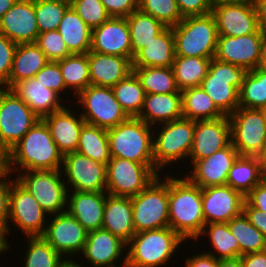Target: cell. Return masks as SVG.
<instances>
[{
    "mask_svg": "<svg viewBox=\"0 0 266 267\" xmlns=\"http://www.w3.org/2000/svg\"><path fill=\"white\" fill-rule=\"evenodd\" d=\"M168 174L169 227L184 241L196 240L205 225L202 211V188L184 174Z\"/></svg>",
    "mask_w": 266,
    "mask_h": 267,
    "instance_id": "obj_1",
    "label": "cell"
},
{
    "mask_svg": "<svg viewBox=\"0 0 266 267\" xmlns=\"http://www.w3.org/2000/svg\"><path fill=\"white\" fill-rule=\"evenodd\" d=\"M8 172L15 176L27 170H61L63 154L43 119L38 120L7 153Z\"/></svg>",
    "mask_w": 266,
    "mask_h": 267,
    "instance_id": "obj_2",
    "label": "cell"
},
{
    "mask_svg": "<svg viewBox=\"0 0 266 267\" xmlns=\"http://www.w3.org/2000/svg\"><path fill=\"white\" fill-rule=\"evenodd\" d=\"M111 157L136 163L155 165L153 159V127L137 117L107 130Z\"/></svg>",
    "mask_w": 266,
    "mask_h": 267,
    "instance_id": "obj_3",
    "label": "cell"
},
{
    "mask_svg": "<svg viewBox=\"0 0 266 267\" xmlns=\"http://www.w3.org/2000/svg\"><path fill=\"white\" fill-rule=\"evenodd\" d=\"M171 28L175 56L214 58L219 35L212 13L185 17Z\"/></svg>",
    "mask_w": 266,
    "mask_h": 267,
    "instance_id": "obj_4",
    "label": "cell"
},
{
    "mask_svg": "<svg viewBox=\"0 0 266 267\" xmlns=\"http://www.w3.org/2000/svg\"><path fill=\"white\" fill-rule=\"evenodd\" d=\"M157 126H161L159 130ZM194 129L195 121L185 118L153 127V159L160 172L164 168L168 169L166 166L178 164L177 161H182L181 159H188L193 145Z\"/></svg>",
    "mask_w": 266,
    "mask_h": 267,
    "instance_id": "obj_5",
    "label": "cell"
},
{
    "mask_svg": "<svg viewBox=\"0 0 266 267\" xmlns=\"http://www.w3.org/2000/svg\"><path fill=\"white\" fill-rule=\"evenodd\" d=\"M247 70L212 58L201 87L212 98L216 107L229 116L239 107V89Z\"/></svg>",
    "mask_w": 266,
    "mask_h": 267,
    "instance_id": "obj_6",
    "label": "cell"
},
{
    "mask_svg": "<svg viewBox=\"0 0 266 267\" xmlns=\"http://www.w3.org/2000/svg\"><path fill=\"white\" fill-rule=\"evenodd\" d=\"M164 176L159 175L139 194L131 197L136 233L169 227L168 174Z\"/></svg>",
    "mask_w": 266,
    "mask_h": 267,
    "instance_id": "obj_7",
    "label": "cell"
},
{
    "mask_svg": "<svg viewBox=\"0 0 266 267\" xmlns=\"http://www.w3.org/2000/svg\"><path fill=\"white\" fill-rule=\"evenodd\" d=\"M15 180L49 215L66 211L68 191L61 170H27L18 172Z\"/></svg>",
    "mask_w": 266,
    "mask_h": 267,
    "instance_id": "obj_8",
    "label": "cell"
},
{
    "mask_svg": "<svg viewBox=\"0 0 266 267\" xmlns=\"http://www.w3.org/2000/svg\"><path fill=\"white\" fill-rule=\"evenodd\" d=\"M160 174L155 165L111 157L106 164V193L113 196H136Z\"/></svg>",
    "mask_w": 266,
    "mask_h": 267,
    "instance_id": "obj_9",
    "label": "cell"
},
{
    "mask_svg": "<svg viewBox=\"0 0 266 267\" xmlns=\"http://www.w3.org/2000/svg\"><path fill=\"white\" fill-rule=\"evenodd\" d=\"M76 97L78 100H74V106L75 103L82 106L80 115L87 124L109 130L130 118L110 87L89 85Z\"/></svg>",
    "mask_w": 266,
    "mask_h": 267,
    "instance_id": "obj_10",
    "label": "cell"
},
{
    "mask_svg": "<svg viewBox=\"0 0 266 267\" xmlns=\"http://www.w3.org/2000/svg\"><path fill=\"white\" fill-rule=\"evenodd\" d=\"M38 120L11 89H0V149L8 153Z\"/></svg>",
    "mask_w": 266,
    "mask_h": 267,
    "instance_id": "obj_11",
    "label": "cell"
},
{
    "mask_svg": "<svg viewBox=\"0 0 266 267\" xmlns=\"http://www.w3.org/2000/svg\"><path fill=\"white\" fill-rule=\"evenodd\" d=\"M231 143L239 156L262 155L266 144V122L263 111L238 107L229 115Z\"/></svg>",
    "mask_w": 266,
    "mask_h": 267,
    "instance_id": "obj_12",
    "label": "cell"
},
{
    "mask_svg": "<svg viewBox=\"0 0 266 267\" xmlns=\"http://www.w3.org/2000/svg\"><path fill=\"white\" fill-rule=\"evenodd\" d=\"M49 214L38 201L16 180L10 185L9 221L6 237L12 234V227H17L24 237L42 236L46 229ZM9 222L12 223L9 225Z\"/></svg>",
    "mask_w": 266,
    "mask_h": 267,
    "instance_id": "obj_13",
    "label": "cell"
},
{
    "mask_svg": "<svg viewBox=\"0 0 266 267\" xmlns=\"http://www.w3.org/2000/svg\"><path fill=\"white\" fill-rule=\"evenodd\" d=\"M211 13L219 36H245L260 29L252 0H214Z\"/></svg>",
    "mask_w": 266,
    "mask_h": 267,
    "instance_id": "obj_14",
    "label": "cell"
},
{
    "mask_svg": "<svg viewBox=\"0 0 266 267\" xmlns=\"http://www.w3.org/2000/svg\"><path fill=\"white\" fill-rule=\"evenodd\" d=\"M61 170L67 191L106 192L104 163L75 151L63 156Z\"/></svg>",
    "mask_w": 266,
    "mask_h": 267,
    "instance_id": "obj_15",
    "label": "cell"
},
{
    "mask_svg": "<svg viewBox=\"0 0 266 267\" xmlns=\"http://www.w3.org/2000/svg\"><path fill=\"white\" fill-rule=\"evenodd\" d=\"M48 218L42 237L65 259L81 255L88 234L85 228L67 211Z\"/></svg>",
    "mask_w": 266,
    "mask_h": 267,
    "instance_id": "obj_16",
    "label": "cell"
},
{
    "mask_svg": "<svg viewBox=\"0 0 266 267\" xmlns=\"http://www.w3.org/2000/svg\"><path fill=\"white\" fill-rule=\"evenodd\" d=\"M126 253L127 243L102 228L88 232L81 254L92 267H126Z\"/></svg>",
    "mask_w": 266,
    "mask_h": 267,
    "instance_id": "obj_17",
    "label": "cell"
},
{
    "mask_svg": "<svg viewBox=\"0 0 266 267\" xmlns=\"http://www.w3.org/2000/svg\"><path fill=\"white\" fill-rule=\"evenodd\" d=\"M265 31L245 36H218L214 58L242 67L247 71L259 66L261 42Z\"/></svg>",
    "mask_w": 266,
    "mask_h": 267,
    "instance_id": "obj_18",
    "label": "cell"
},
{
    "mask_svg": "<svg viewBox=\"0 0 266 267\" xmlns=\"http://www.w3.org/2000/svg\"><path fill=\"white\" fill-rule=\"evenodd\" d=\"M245 196L228 185L202 188L205 224L227 223L243 212Z\"/></svg>",
    "mask_w": 266,
    "mask_h": 267,
    "instance_id": "obj_19",
    "label": "cell"
},
{
    "mask_svg": "<svg viewBox=\"0 0 266 267\" xmlns=\"http://www.w3.org/2000/svg\"><path fill=\"white\" fill-rule=\"evenodd\" d=\"M231 143V126L229 116L215 120L195 121L193 145L188 161L192 165Z\"/></svg>",
    "mask_w": 266,
    "mask_h": 267,
    "instance_id": "obj_20",
    "label": "cell"
},
{
    "mask_svg": "<svg viewBox=\"0 0 266 267\" xmlns=\"http://www.w3.org/2000/svg\"><path fill=\"white\" fill-rule=\"evenodd\" d=\"M239 156L238 151L230 143L211 156L196 161L191 171L184 175L201 188L226 185L229 170Z\"/></svg>",
    "mask_w": 266,
    "mask_h": 267,
    "instance_id": "obj_21",
    "label": "cell"
},
{
    "mask_svg": "<svg viewBox=\"0 0 266 267\" xmlns=\"http://www.w3.org/2000/svg\"><path fill=\"white\" fill-rule=\"evenodd\" d=\"M0 34L15 44L35 43L39 30L34 0H17L0 18Z\"/></svg>",
    "mask_w": 266,
    "mask_h": 267,
    "instance_id": "obj_22",
    "label": "cell"
},
{
    "mask_svg": "<svg viewBox=\"0 0 266 267\" xmlns=\"http://www.w3.org/2000/svg\"><path fill=\"white\" fill-rule=\"evenodd\" d=\"M90 51L122 56L132 61V45L126 18L111 17L102 25L92 29Z\"/></svg>",
    "mask_w": 266,
    "mask_h": 267,
    "instance_id": "obj_23",
    "label": "cell"
},
{
    "mask_svg": "<svg viewBox=\"0 0 266 267\" xmlns=\"http://www.w3.org/2000/svg\"><path fill=\"white\" fill-rule=\"evenodd\" d=\"M182 243L185 241L175 231L164 227L135 233L127 248H153V267H166Z\"/></svg>",
    "mask_w": 266,
    "mask_h": 267,
    "instance_id": "obj_24",
    "label": "cell"
},
{
    "mask_svg": "<svg viewBox=\"0 0 266 267\" xmlns=\"http://www.w3.org/2000/svg\"><path fill=\"white\" fill-rule=\"evenodd\" d=\"M69 106L66 104L61 110L42 118L47 124L51 137L63 156L77 150L80 131L86 123L80 115V112L79 114L75 113L73 107Z\"/></svg>",
    "mask_w": 266,
    "mask_h": 267,
    "instance_id": "obj_25",
    "label": "cell"
},
{
    "mask_svg": "<svg viewBox=\"0 0 266 267\" xmlns=\"http://www.w3.org/2000/svg\"><path fill=\"white\" fill-rule=\"evenodd\" d=\"M105 198L106 192L68 191L66 211L87 232L102 229Z\"/></svg>",
    "mask_w": 266,
    "mask_h": 267,
    "instance_id": "obj_26",
    "label": "cell"
},
{
    "mask_svg": "<svg viewBox=\"0 0 266 267\" xmlns=\"http://www.w3.org/2000/svg\"><path fill=\"white\" fill-rule=\"evenodd\" d=\"M88 62L90 81L94 86L112 88L133 71L132 61L122 56L89 51Z\"/></svg>",
    "mask_w": 266,
    "mask_h": 267,
    "instance_id": "obj_27",
    "label": "cell"
},
{
    "mask_svg": "<svg viewBox=\"0 0 266 267\" xmlns=\"http://www.w3.org/2000/svg\"><path fill=\"white\" fill-rule=\"evenodd\" d=\"M32 111L42 119L46 115L61 110L65 103L51 89L46 88L35 77L20 80L10 88Z\"/></svg>",
    "mask_w": 266,
    "mask_h": 267,
    "instance_id": "obj_28",
    "label": "cell"
},
{
    "mask_svg": "<svg viewBox=\"0 0 266 267\" xmlns=\"http://www.w3.org/2000/svg\"><path fill=\"white\" fill-rule=\"evenodd\" d=\"M102 228L128 243L135 235L131 197L106 193Z\"/></svg>",
    "mask_w": 266,
    "mask_h": 267,
    "instance_id": "obj_29",
    "label": "cell"
},
{
    "mask_svg": "<svg viewBox=\"0 0 266 267\" xmlns=\"http://www.w3.org/2000/svg\"><path fill=\"white\" fill-rule=\"evenodd\" d=\"M137 118L152 127L183 118L182 93L146 94Z\"/></svg>",
    "mask_w": 266,
    "mask_h": 267,
    "instance_id": "obj_30",
    "label": "cell"
},
{
    "mask_svg": "<svg viewBox=\"0 0 266 267\" xmlns=\"http://www.w3.org/2000/svg\"><path fill=\"white\" fill-rule=\"evenodd\" d=\"M175 58L174 36L171 27H165L133 58V67H172Z\"/></svg>",
    "mask_w": 266,
    "mask_h": 267,
    "instance_id": "obj_31",
    "label": "cell"
},
{
    "mask_svg": "<svg viewBox=\"0 0 266 267\" xmlns=\"http://www.w3.org/2000/svg\"><path fill=\"white\" fill-rule=\"evenodd\" d=\"M49 60L35 44H17L9 75V89L18 81L32 78Z\"/></svg>",
    "mask_w": 266,
    "mask_h": 267,
    "instance_id": "obj_32",
    "label": "cell"
},
{
    "mask_svg": "<svg viewBox=\"0 0 266 267\" xmlns=\"http://www.w3.org/2000/svg\"><path fill=\"white\" fill-rule=\"evenodd\" d=\"M72 54H86L91 49L92 29L69 7L57 29Z\"/></svg>",
    "mask_w": 266,
    "mask_h": 267,
    "instance_id": "obj_33",
    "label": "cell"
},
{
    "mask_svg": "<svg viewBox=\"0 0 266 267\" xmlns=\"http://www.w3.org/2000/svg\"><path fill=\"white\" fill-rule=\"evenodd\" d=\"M182 93V116L193 121L215 120L225 116L201 86L190 87Z\"/></svg>",
    "mask_w": 266,
    "mask_h": 267,
    "instance_id": "obj_34",
    "label": "cell"
},
{
    "mask_svg": "<svg viewBox=\"0 0 266 267\" xmlns=\"http://www.w3.org/2000/svg\"><path fill=\"white\" fill-rule=\"evenodd\" d=\"M264 177L259 158L238 156L229 170L226 185L246 196Z\"/></svg>",
    "mask_w": 266,
    "mask_h": 267,
    "instance_id": "obj_35",
    "label": "cell"
},
{
    "mask_svg": "<svg viewBox=\"0 0 266 267\" xmlns=\"http://www.w3.org/2000/svg\"><path fill=\"white\" fill-rule=\"evenodd\" d=\"M201 236L203 239L207 236L208 242L213 249L204 252L216 259H228L239 256V243L231 233L227 223L205 224L200 236L195 241L199 240Z\"/></svg>",
    "mask_w": 266,
    "mask_h": 267,
    "instance_id": "obj_36",
    "label": "cell"
},
{
    "mask_svg": "<svg viewBox=\"0 0 266 267\" xmlns=\"http://www.w3.org/2000/svg\"><path fill=\"white\" fill-rule=\"evenodd\" d=\"M212 58L175 56L172 70L180 91L201 85Z\"/></svg>",
    "mask_w": 266,
    "mask_h": 267,
    "instance_id": "obj_37",
    "label": "cell"
},
{
    "mask_svg": "<svg viewBox=\"0 0 266 267\" xmlns=\"http://www.w3.org/2000/svg\"><path fill=\"white\" fill-rule=\"evenodd\" d=\"M61 69L62 77L68 92L73 90L74 99L81 91L91 85L88 53L72 54L56 61Z\"/></svg>",
    "mask_w": 266,
    "mask_h": 267,
    "instance_id": "obj_38",
    "label": "cell"
},
{
    "mask_svg": "<svg viewBox=\"0 0 266 267\" xmlns=\"http://www.w3.org/2000/svg\"><path fill=\"white\" fill-rule=\"evenodd\" d=\"M76 152L107 164L111 159L107 130L85 123L80 131Z\"/></svg>",
    "mask_w": 266,
    "mask_h": 267,
    "instance_id": "obj_39",
    "label": "cell"
},
{
    "mask_svg": "<svg viewBox=\"0 0 266 267\" xmlns=\"http://www.w3.org/2000/svg\"><path fill=\"white\" fill-rule=\"evenodd\" d=\"M126 20L130 31L133 58L165 28L153 16L141 12L139 9L126 17Z\"/></svg>",
    "mask_w": 266,
    "mask_h": 267,
    "instance_id": "obj_40",
    "label": "cell"
},
{
    "mask_svg": "<svg viewBox=\"0 0 266 267\" xmlns=\"http://www.w3.org/2000/svg\"><path fill=\"white\" fill-rule=\"evenodd\" d=\"M146 94L181 93L171 67H133Z\"/></svg>",
    "mask_w": 266,
    "mask_h": 267,
    "instance_id": "obj_41",
    "label": "cell"
},
{
    "mask_svg": "<svg viewBox=\"0 0 266 267\" xmlns=\"http://www.w3.org/2000/svg\"><path fill=\"white\" fill-rule=\"evenodd\" d=\"M227 224L239 243V256L265 250V236L250 223L244 212L232 218Z\"/></svg>",
    "mask_w": 266,
    "mask_h": 267,
    "instance_id": "obj_42",
    "label": "cell"
},
{
    "mask_svg": "<svg viewBox=\"0 0 266 267\" xmlns=\"http://www.w3.org/2000/svg\"><path fill=\"white\" fill-rule=\"evenodd\" d=\"M116 100L129 117H138L144 105L146 92L132 71L112 87Z\"/></svg>",
    "mask_w": 266,
    "mask_h": 267,
    "instance_id": "obj_43",
    "label": "cell"
},
{
    "mask_svg": "<svg viewBox=\"0 0 266 267\" xmlns=\"http://www.w3.org/2000/svg\"><path fill=\"white\" fill-rule=\"evenodd\" d=\"M238 93L239 107L259 110L266 108V73L258 67L248 71Z\"/></svg>",
    "mask_w": 266,
    "mask_h": 267,
    "instance_id": "obj_44",
    "label": "cell"
},
{
    "mask_svg": "<svg viewBox=\"0 0 266 267\" xmlns=\"http://www.w3.org/2000/svg\"><path fill=\"white\" fill-rule=\"evenodd\" d=\"M25 238L28 248L23 253V267H60L65 260L42 236Z\"/></svg>",
    "mask_w": 266,
    "mask_h": 267,
    "instance_id": "obj_45",
    "label": "cell"
},
{
    "mask_svg": "<svg viewBox=\"0 0 266 267\" xmlns=\"http://www.w3.org/2000/svg\"><path fill=\"white\" fill-rule=\"evenodd\" d=\"M69 7L70 2L65 0H34L39 33L57 30Z\"/></svg>",
    "mask_w": 266,
    "mask_h": 267,
    "instance_id": "obj_46",
    "label": "cell"
},
{
    "mask_svg": "<svg viewBox=\"0 0 266 267\" xmlns=\"http://www.w3.org/2000/svg\"><path fill=\"white\" fill-rule=\"evenodd\" d=\"M138 9L153 16L165 27H174L183 19L176 0H139Z\"/></svg>",
    "mask_w": 266,
    "mask_h": 267,
    "instance_id": "obj_47",
    "label": "cell"
},
{
    "mask_svg": "<svg viewBox=\"0 0 266 267\" xmlns=\"http://www.w3.org/2000/svg\"><path fill=\"white\" fill-rule=\"evenodd\" d=\"M70 7L91 29L111 18L100 0H71Z\"/></svg>",
    "mask_w": 266,
    "mask_h": 267,
    "instance_id": "obj_48",
    "label": "cell"
},
{
    "mask_svg": "<svg viewBox=\"0 0 266 267\" xmlns=\"http://www.w3.org/2000/svg\"><path fill=\"white\" fill-rule=\"evenodd\" d=\"M35 44L44 52L49 61L56 62L72 55L57 30L39 33Z\"/></svg>",
    "mask_w": 266,
    "mask_h": 267,
    "instance_id": "obj_49",
    "label": "cell"
},
{
    "mask_svg": "<svg viewBox=\"0 0 266 267\" xmlns=\"http://www.w3.org/2000/svg\"><path fill=\"white\" fill-rule=\"evenodd\" d=\"M34 77L46 88L56 92L61 98L63 96L61 94L66 95V91L68 92L59 64L55 61H49Z\"/></svg>",
    "mask_w": 266,
    "mask_h": 267,
    "instance_id": "obj_50",
    "label": "cell"
},
{
    "mask_svg": "<svg viewBox=\"0 0 266 267\" xmlns=\"http://www.w3.org/2000/svg\"><path fill=\"white\" fill-rule=\"evenodd\" d=\"M17 44L0 34V89H9V75Z\"/></svg>",
    "mask_w": 266,
    "mask_h": 267,
    "instance_id": "obj_51",
    "label": "cell"
},
{
    "mask_svg": "<svg viewBox=\"0 0 266 267\" xmlns=\"http://www.w3.org/2000/svg\"><path fill=\"white\" fill-rule=\"evenodd\" d=\"M183 18L212 12L214 0H176Z\"/></svg>",
    "mask_w": 266,
    "mask_h": 267,
    "instance_id": "obj_52",
    "label": "cell"
},
{
    "mask_svg": "<svg viewBox=\"0 0 266 267\" xmlns=\"http://www.w3.org/2000/svg\"><path fill=\"white\" fill-rule=\"evenodd\" d=\"M110 17L126 18L138 10L139 0H100Z\"/></svg>",
    "mask_w": 266,
    "mask_h": 267,
    "instance_id": "obj_53",
    "label": "cell"
},
{
    "mask_svg": "<svg viewBox=\"0 0 266 267\" xmlns=\"http://www.w3.org/2000/svg\"><path fill=\"white\" fill-rule=\"evenodd\" d=\"M14 180L10 173L0 180V228L4 231L8 227L10 185Z\"/></svg>",
    "mask_w": 266,
    "mask_h": 267,
    "instance_id": "obj_54",
    "label": "cell"
},
{
    "mask_svg": "<svg viewBox=\"0 0 266 267\" xmlns=\"http://www.w3.org/2000/svg\"><path fill=\"white\" fill-rule=\"evenodd\" d=\"M126 267H153V248H127Z\"/></svg>",
    "mask_w": 266,
    "mask_h": 267,
    "instance_id": "obj_55",
    "label": "cell"
},
{
    "mask_svg": "<svg viewBox=\"0 0 266 267\" xmlns=\"http://www.w3.org/2000/svg\"><path fill=\"white\" fill-rule=\"evenodd\" d=\"M245 200L253 208L266 213V177L245 196Z\"/></svg>",
    "mask_w": 266,
    "mask_h": 267,
    "instance_id": "obj_56",
    "label": "cell"
},
{
    "mask_svg": "<svg viewBox=\"0 0 266 267\" xmlns=\"http://www.w3.org/2000/svg\"><path fill=\"white\" fill-rule=\"evenodd\" d=\"M243 212L249 219L250 223L266 238V213L253 208L246 200L243 205Z\"/></svg>",
    "mask_w": 266,
    "mask_h": 267,
    "instance_id": "obj_57",
    "label": "cell"
},
{
    "mask_svg": "<svg viewBox=\"0 0 266 267\" xmlns=\"http://www.w3.org/2000/svg\"><path fill=\"white\" fill-rule=\"evenodd\" d=\"M198 253L188 256L184 267H218V259L205 252Z\"/></svg>",
    "mask_w": 266,
    "mask_h": 267,
    "instance_id": "obj_58",
    "label": "cell"
},
{
    "mask_svg": "<svg viewBox=\"0 0 266 267\" xmlns=\"http://www.w3.org/2000/svg\"><path fill=\"white\" fill-rule=\"evenodd\" d=\"M243 267H266V251L241 256Z\"/></svg>",
    "mask_w": 266,
    "mask_h": 267,
    "instance_id": "obj_59",
    "label": "cell"
},
{
    "mask_svg": "<svg viewBox=\"0 0 266 267\" xmlns=\"http://www.w3.org/2000/svg\"><path fill=\"white\" fill-rule=\"evenodd\" d=\"M257 14L259 28L266 31V0H252Z\"/></svg>",
    "mask_w": 266,
    "mask_h": 267,
    "instance_id": "obj_60",
    "label": "cell"
},
{
    "mask_svg": "<svg viewBox=\"0 0 266 267\" xmlns=\"http://www.w3.org/2000/svg\"><path fill=\"white\" fill-rule=\"evenodd\" d=\"M218 267H243L241 256L218 260Z\"/></svg>",
    "mask_w": 266,
    "mask_h": 267,
    "instance_id": "obj_61",
    "label": "cell"
},
{
    "mask_svg": "<svg viewBox=\"0 0 266 267\" xmlns=\"http://www.w3.org/2000/svg\"><path fill=\"white\" fill-rule=\"evenodd\" d=\"M8 173L7 153L0 149V180L3 179Z\"/></svg>",
    "mask_w": 266,
    "mask_h": 267,
    "instance_id": "obj_62",
    "label": "cell"
},
{
    "mask_svg": "<svg viewBox=\"0 0 266 267\" xmlns=\"http://www.w3.org/2000/svg\"><path fill=\"white\" fill-rule=\"evenodd\" d=\"M7 239H9V237L6 238L4 230L0 228V255L5 252L7 253L11 248L10 244L12 243H9Z\"/></svg>",
    "mask_w": 266,
    "mask_h": 267,
    "instance_id": "obj_63",
    "label": "cell"
},
{
    "mask_svg": "<svg viewBox=\"0 0 266 267\" xmlns=\"http://www.w3.org/2000/svg\"><path fill=\"white\" fill-rule=\"evenodd\" d=\"M17 2V0H0V18Z\"/></svg>",
    "mask_w": 266,
    "mask_h": 267,
    "instance_id": "obj_64",
    "label": "cell"
},
{
    "mask_svg": "<svg viewBox=\"0 0 266 267\" xmlns=\"http://www.w3.org/2000/svg\"><path fill=\"white\" fill-rule=\"evenodd\" d=\"M73 259H74V260H73ZM73 259H71V257L65 259V260L61 263L60 267H86V266H83V264H80V263H78L77 261H75V260H76V257H74Z\"/></svg>",
    "mask_w": 266,
    "mask_h": 267,
    "instance_id": "obj_65",
    "label": "cell"
},
{
    "mask_svg": "<svg viewBox=\"0 0 266 267\" xmlns=\"http://www.w3.org/2000/svg\"><path fill=\"white\" fill-rule=\"evenodd\" d=\"M260 60H266V31L263 33V39L261 42Z\"/></svg>",
    "mask_w": 266,
    "mask_h": 267,
    "instance_id": "obj_66",
    "label": "cell"
},
{
    "mask_svg": "<svg viewBox=\"0 0 266 267\" xmlns=\"http://www.w3.org/2000/svg\"><path fill=\"white\" fill-rule=\"evenodd\" d=\"M260 163H261V169L264 173V176L266 177V144L264 147V150L262 152V155L259 157Z\"/></svg>",
    "mask_w": 266,
    "mask_h": 267,
    "instance_id": "obj_67",
    "label": "cell"
},
{
    "mask_svg": "<svg viewBox=\"0 0 266 267\" xmlns=\"http://www.w3.org/2000/svg\"><path fill=\"white\" fill-rule=\"evenodd\" d=\"M258 68L264 73H266V60H259Z\"/></svg>",
    "mask_w": 266,
    "mask_h": 267,
    "instance_id": "obj_68",
    "label": "cell"
},
{
    "mask_svg": "<svg viewBox=\"0 0 266 267\" xmlns=\"http://www.w3.org/2000/svg\"><path fill=\"white\" fill-rule=\"evenodd\" d=\"M262 111H263V115H264L265 122H266V108L262 109Z\"/></svg>",
    "mask_w": 266,
    "mask_h": 267,
    "instance_id": "obj_69",
    "label": "cell"
}]
</instances>
